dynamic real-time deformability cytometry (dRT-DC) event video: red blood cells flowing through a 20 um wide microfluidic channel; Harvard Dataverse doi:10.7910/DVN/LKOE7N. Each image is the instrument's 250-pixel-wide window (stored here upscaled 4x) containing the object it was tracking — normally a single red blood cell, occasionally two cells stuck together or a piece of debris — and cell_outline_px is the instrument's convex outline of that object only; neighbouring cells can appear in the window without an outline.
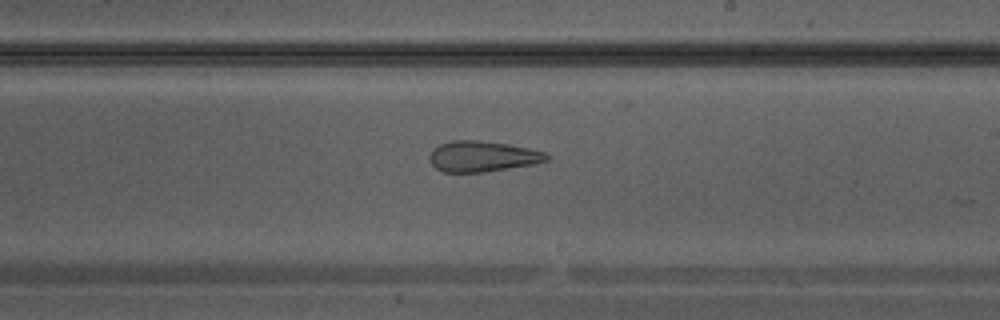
{"species": "Egyptian fruit bat (a non-hibernating species)", "species_latin": "Rousettus aegyptiacus", "temperature_condition": "warm", "stored_images_in_passage": 36, "camera_frame_rate_fps": 3000, "um_per_image_px": 0.085, "animal": {"sex": "male"}, "frame": {"image": 1, "passage_image": 21, "time_ms": 6.667, "image_size_px": [1000, 320], "cell_outline_px": [[552, 156], [548, 160], [532, 164], [484, 172], [444, 172], [436, 168], [428, 160], [428, 156], [432, 148], [440, 144], [452, 140], [480, 140], [508, 144], [528, 148], [544, 152]], "centroid_in_image_um": [40.97, 13.28], "position_along_channel_um": 248.0, "area_um2": 21.04}}